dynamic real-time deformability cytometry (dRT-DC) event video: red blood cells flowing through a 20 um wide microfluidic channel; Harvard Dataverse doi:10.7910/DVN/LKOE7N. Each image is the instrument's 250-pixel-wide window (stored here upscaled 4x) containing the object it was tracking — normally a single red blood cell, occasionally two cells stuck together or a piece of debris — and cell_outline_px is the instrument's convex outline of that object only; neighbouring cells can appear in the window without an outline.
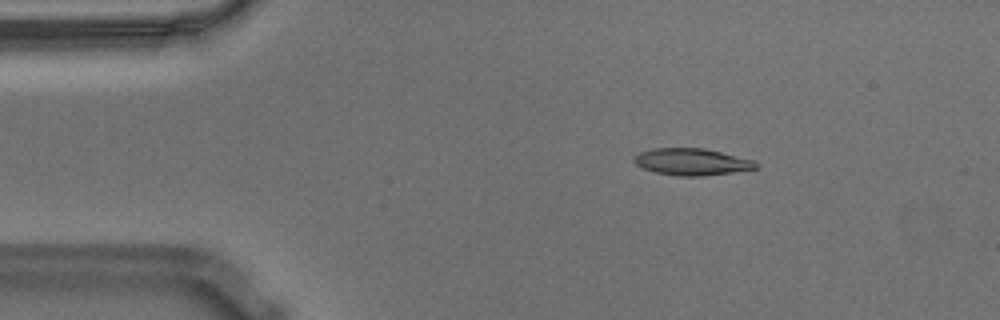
{"species": "Egyptian fruit bat (a non-hibernating species)", "species_latin": "Rousettus aegyptiacus", "temperature_condition": "warm", "stored_images_in_passage": 4, "camera_frame_rate_fps": 3000, "um_per_image_px": 0.085, "animal": {"sex": "male"}, "frame": {"image": 1, "passage_image": 1, "time_ms": 0.0, "image_size_px": [1000, 320], "cell_outline_px": [[760, 164], [756, 168], [732, 172], [704, 176], [676, 176], [656, 172], [644, 168], [636, 164], [632, 160], [640, 152], [652, 148], [704, 148], [756, 160]], "centroid_in_image_um": [58.84, 13.75], "position_along_channel_um": 26.2, "area_um2": 19.07}}